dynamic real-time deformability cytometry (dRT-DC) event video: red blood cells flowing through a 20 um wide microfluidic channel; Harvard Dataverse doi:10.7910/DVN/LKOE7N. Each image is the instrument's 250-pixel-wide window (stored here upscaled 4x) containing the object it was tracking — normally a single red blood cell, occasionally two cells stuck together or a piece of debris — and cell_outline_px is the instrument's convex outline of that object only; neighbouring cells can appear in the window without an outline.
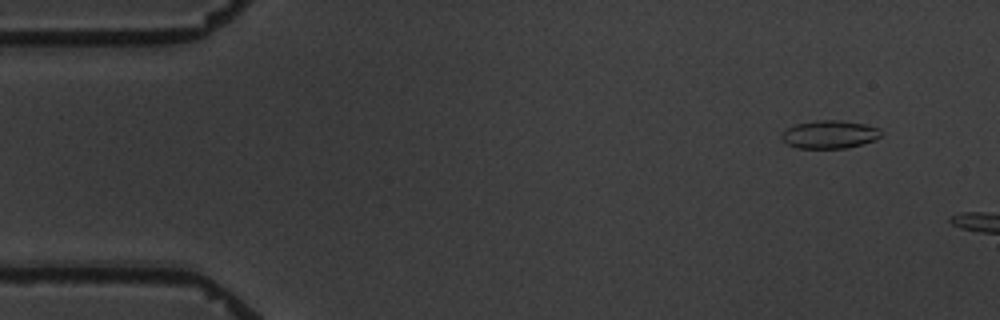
{"species": "common noctule bat (a hibernating species)", "species_latin": "Nyctalus noctula", "temperature_condition": "warm", "stored_images_in_passage": 2, "camera_frame_rate_fps": 3000, "um_per_image_px": 0.085, "animal": {"sex": "male", "body_mass_g": 19.5, "forearm_length_mm": 54.6}, "frame": {"image": 1, "passage_image": 1, "time_ms": 0.0, "image_size_px": [1000, 320], "cell_outline_px": [[880, 136], [876, 140], [864, 144], [844, 148], [796, 148], [788, 144], [780, 136], [788, 128], [796, 124], [816, 120], [840, 120], [864, 124], [880, 128]], "centroid_in_image_um": [70.54, 11.43], "position_along_channel_um": 14.5, "area_um2": 16.18}}